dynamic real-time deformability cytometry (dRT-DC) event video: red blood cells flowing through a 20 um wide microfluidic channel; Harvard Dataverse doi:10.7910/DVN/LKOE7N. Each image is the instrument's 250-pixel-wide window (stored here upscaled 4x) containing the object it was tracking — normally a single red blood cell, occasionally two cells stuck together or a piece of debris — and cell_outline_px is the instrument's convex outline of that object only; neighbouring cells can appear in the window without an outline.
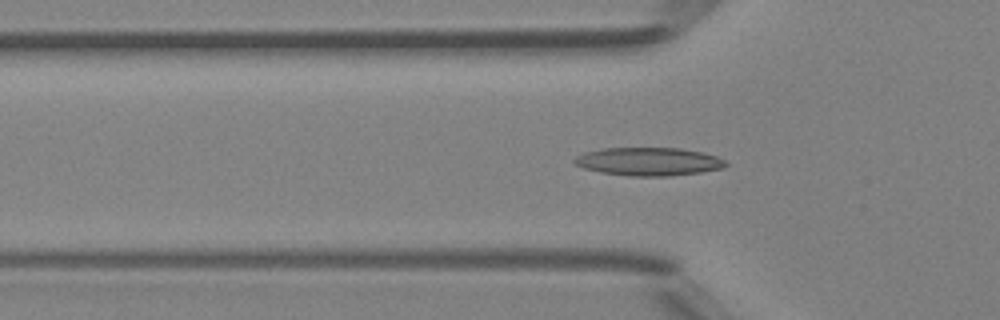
{"species": "Egyptian fruit bat (a non-hibernating species)", "species_latin": "Rousettus aegyptiacus", "temperature_condition": "room temperature", "stored_images_in_passage": 49, "camera_frame_rate_fps": 3000, "um_per_image_px": 0.085, "animal": {"sex": "female"}, "frame": {"image": 1, "passage_image": 16, "time_ms": 5.0, "image_size_px": [1000, 320], "cell_outline_px": [[728, 164], [724, 168], [700, 172], [668, 176], [628, 176], [600, 172], [584, 168], [572, 164], [572, 160], [576, 156], [584, 152], [604, 148], [680, 148], [704, 152], [716, 156], [724, 160]], "centroid_in_image_um": [55.11, 13.73], "position_along_channel_um": 70.7, "area_um2": 25.03}}
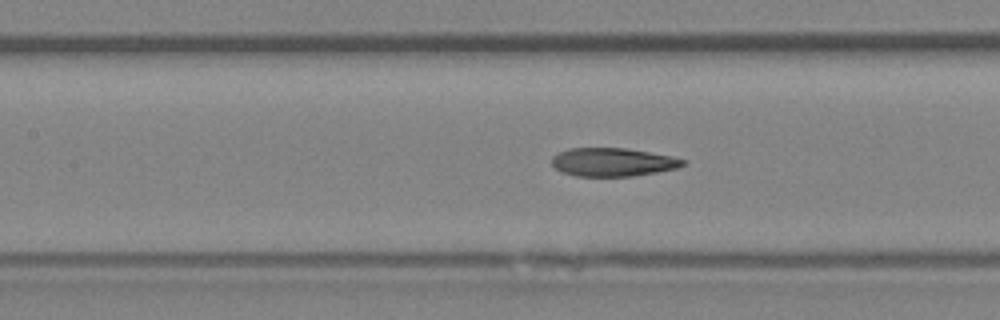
{"frame": {"image": 2, "passage_image": 22, "time_ms": 7.0, "image_size_px": [1000, 320], "cell_outline_px": [[688, 160], [684, 164], [676, 168], [656, 172], [632, 176], [576, 176], [560, 172], [552, 164], [552, 156], [568, 148], [628, 148], [672, 156]], "centroid_in_image_um": [52.08, 13.77], "position_along_channel_um": 155.3, "area_um2": 21.73}}
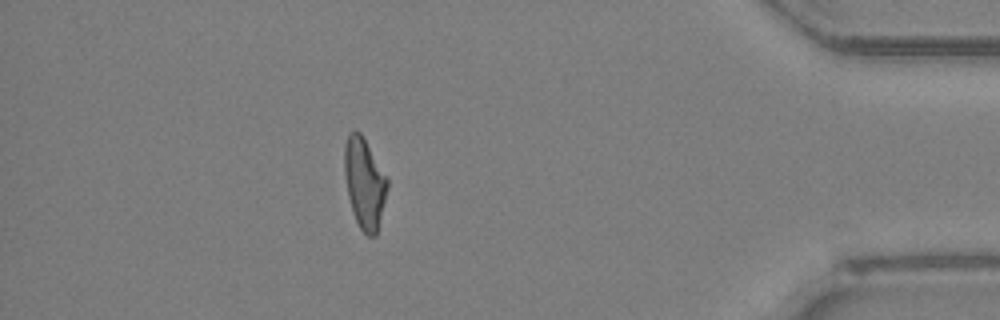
{"frame": {"image": 3, "passage_image": 43, "time_ms": 14.0, "image_size_px": [1000, 320], "cell_outline_px": [[388, 188], [376, 236], [368, 236], [360, 228], [352, 212], [348, 196], [344, 172], [344, 144], [348, 132], [360, 132], [388, 176]], "centroid_in_image_um": [30.98, 15.55], "position_along_channel_um": 404.2, "area_um2": 22.77}, "authors_computed_cell_mechanics": {"area_um2": 22.7732, "velocity_mm_per_s": 4.2304, "shape_relaxation_time_tau1_ms": null, "shape_relaxation_time_tau2_ms": 3.6396, "deformation_change_tau1": null, "deformation_change_tau2": 0.1094}}